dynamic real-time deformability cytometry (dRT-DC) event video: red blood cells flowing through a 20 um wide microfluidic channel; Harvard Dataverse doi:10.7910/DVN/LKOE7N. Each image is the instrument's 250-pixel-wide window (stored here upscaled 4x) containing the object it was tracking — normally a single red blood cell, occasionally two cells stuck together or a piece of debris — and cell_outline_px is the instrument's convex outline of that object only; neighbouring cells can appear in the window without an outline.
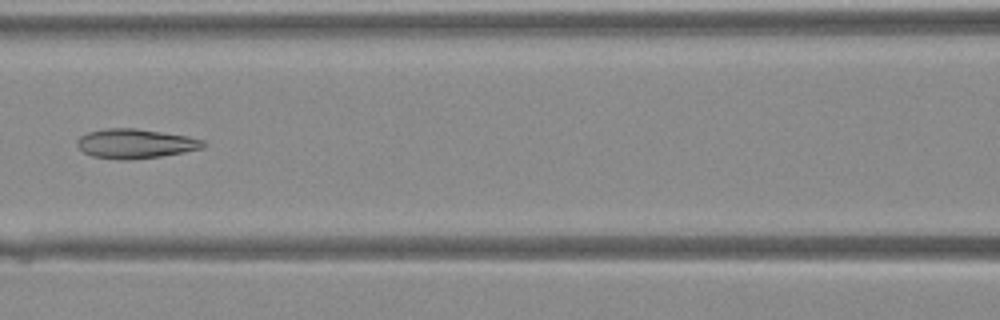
{"species": "Egyptian fruit bat (a non-hibernating species)", "species_latin": "Rousettus aegyptiacus", "temperature_condition": "warm", "stored_images_in_passage": 24, "camera_frame_rate_fps": 3000, "um_per_image_px": 0.085, "animal": {"sex": "female"}, "frame": {"image": 1, "passage_image": 8, "time_ms": 2.333, "image_size_px": [1000, 320], "cell_outline_px": [[208, 144], [204, 148], [184, 152], [160, 156], [128, 160], [124, 160], [92, 156], [84, 152], [76, 144], [76, 140], [80, 136], [88, 132], [104, 128], [136, 128], [188, 136], [204, 140]], "centroid_in_image_um": [11.52, 12.2], "position_along_channel_um": 155.1, "area_um2": 21.73}}
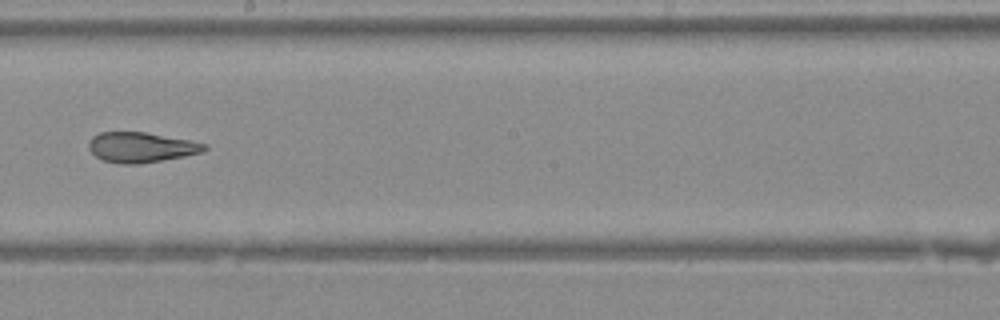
{"frame": {"image": 2, "passage_image": 13, "time_ms": 4.0, "image_size_px": [1000, 320], "cell_outline_px": [[208, 148], [200, 152], [184, 156], [140, 164], [124, 164], [104, 160], [96, 156], [88, 148], [88, 140], [92, 136], [100, 132], [144, 132], [188, 140], [208, 144]], "centroid_in_image_um": [11.96, 12.51], "position_along_channel_um": 236.2, "area_um2": 20.17}}
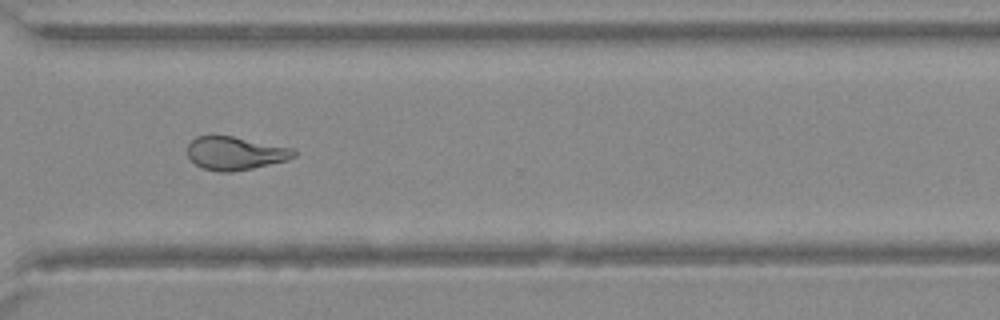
{"frame": {"image": 3, "passage_image": 20, "time_ms": 6.333, "image_size_px": [1000, 320], "cell_outline_px": [[296, 156], [288, 160], [252, 168], [232, 172], [220, 172], [204, 168], [196, 164], [188, 156], [188, 144], [196, 136], [232, 136], [296, 148]], "centroid_in_image_um": [20.04, 13.02], "position_along_channel_um": 350.6, "area_um2": 20.63}}